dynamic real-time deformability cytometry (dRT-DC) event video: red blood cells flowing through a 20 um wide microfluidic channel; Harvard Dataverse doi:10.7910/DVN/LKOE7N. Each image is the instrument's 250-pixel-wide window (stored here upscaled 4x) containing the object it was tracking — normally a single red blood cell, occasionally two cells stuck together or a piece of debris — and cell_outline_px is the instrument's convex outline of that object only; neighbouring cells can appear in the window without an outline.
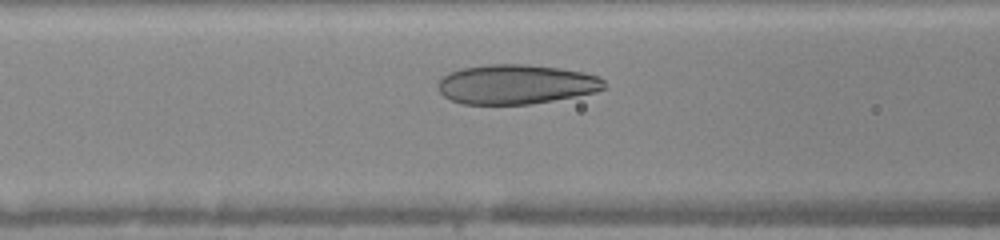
{"species": "human", "species_latin": "Homo sapiens", "temperature_condition": "warm", "stored_images_in_passage": 32, "camera_frame_rate_fps": 3000, "um_per_image_px": 0.085, "donor": {"sex": "female"}, "frame": {"image": 1, "passage_image": 10, "time_ms": 3.0, "image_size_px": [1000, 240], "cell_outline_px": [[608, 88], [596, 92], [576, 96], [528, 104], [460, 104], [444, 96], [440, 92], [436, 84], [448, 72], [464, 68], [488, 64], [520, 64], [560, 68], [584, 72], [596, 76], [604, 80]], "centroid_in_image_um": [43.87, 7.17], "position_along_channel_um": 122.7, "area_um2": 38.32}}
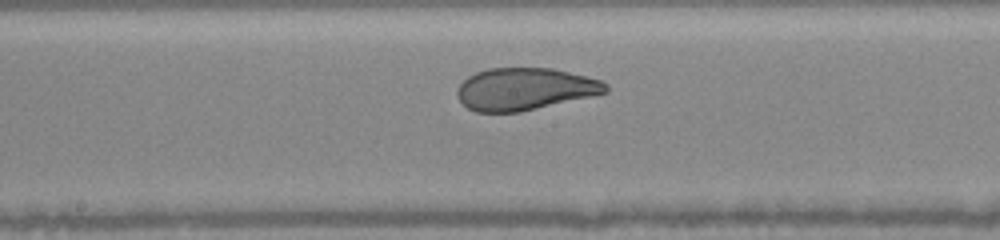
{"frame": {"image": 2, "passage_image": 16, "time_ms": 5.0, "image_size_px": [1000, 240], "cell_outline_px": [[608, 92], [520, 112], [476, 112], [468, 108], [456, 96], [456, 88], [468, 76], [476, 72], [488, 68], [552, 68], [600, 80], [608, 84]], "centroid_in_image_um": [44.57, 7.56], "position_along_channel_um": 203.6, "area_um2": 36.36}}
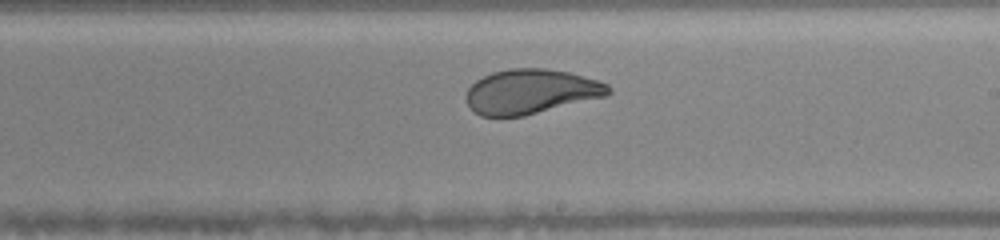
{"frame": {"image": 3, "passage_image": 19, "time_ms": 6.0, "image_size_px": [1000, 240], "cell_outline_px": [[612, 92], [608, 96], [524, 116], [480, 116], [468, 104], [468, 88], [476, 80], [492, 72], [508, 68], [544, 68], [568, 72], [596, 80], [608, 84], [612, 88]], "centroid_in_image_um": [45.17, 7.78], "position_along_channel_um": 243.8, "area_um2": 36.93}, "authors_computed_cell_mechanics": {"area_um2": 38.4081, "velocity_mm_per_s": 4.04, "shape_relaxation_time_tau1_ms": 3.6894, "shape_relaxation_time_tau2_ms": 0.7421, "deformation_change_tau1": 0.1698, "deformation_change_tau2": 0.0577}}